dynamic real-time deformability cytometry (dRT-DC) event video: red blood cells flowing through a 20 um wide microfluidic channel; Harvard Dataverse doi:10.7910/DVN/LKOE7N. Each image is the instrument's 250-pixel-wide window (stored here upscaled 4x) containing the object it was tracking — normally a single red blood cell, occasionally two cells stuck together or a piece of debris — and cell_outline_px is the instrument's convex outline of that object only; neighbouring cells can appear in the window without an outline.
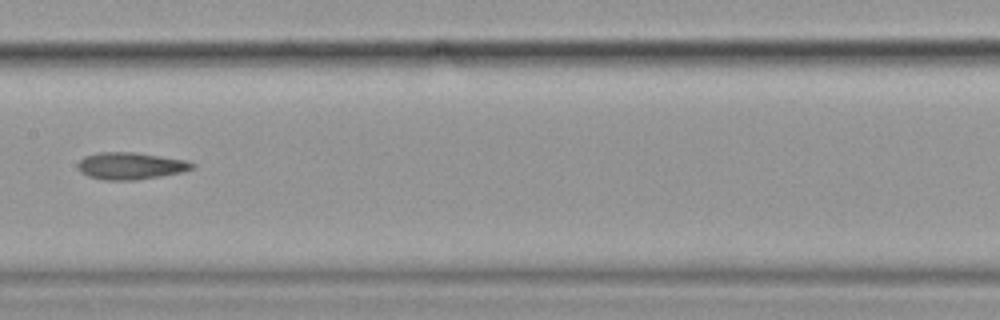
{"species": "common noctule bat (a hibernating species)", "species_latin": "Nyctalus noctula", "temperature_condition": "cold", "stored_images_in_passage": 11, "camera_frame_rate_fps": 3000, "um_per_image_px": 0.085, "animal": {"sex": "female", "body_mass_g": 19.9}, "frame": {"image": 1, "passage_image": 4, "time_ms": 1.0, "image_size_px": [1000, 320], "cell_outline_px": [[196, 164], [192, 168], [180, 172], [160, 176], [136, 180], [104, 180], [88, 176], [80, 172], [76, 164], [84, 156], [96, 152], [136, 152], [184, 160]], "centroid_in_image_um": [11.03, 14.09], "position_along_channel_um": 196.4, "area_um2": 17.98}}
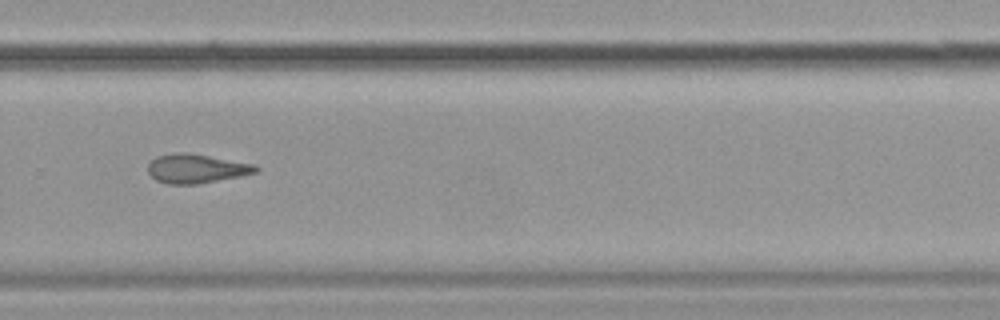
{"frame": {"image": 2, "passage_image": 7, "time_ms": 2.0, "image_size_px": [1000, 320], "cell_outline_px": [[260, 168], [256, 172], [240, 176], [196, 184], [168, 184], [156, 180], [148, 172], [148, 164], [156, 156], [176, 152], [184, 152], [256, 164]], "centroid_in_image_um": [16.68, 14.32], "position_along_channel_um": 313.1, "area_um2": 18.15}}
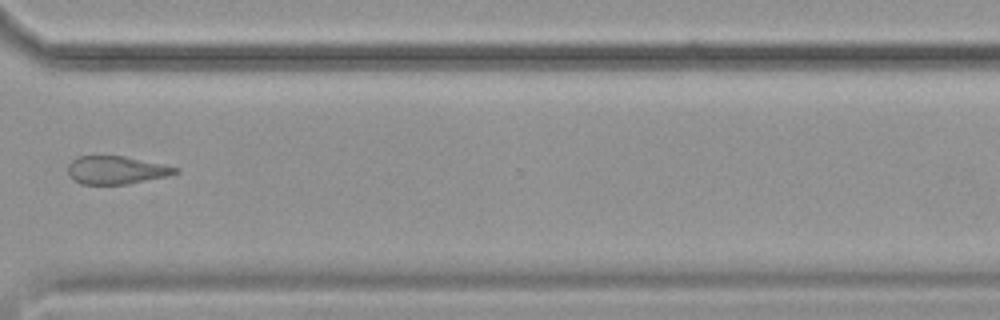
{"frame": {"image": 3, "passage_image": 8, "time_ms": 2.333, "image_size_px": [1000, 320], "cell_outline_px": [[180, 172], [168, 176], [124, 184], [80, 184], [72, 180], [68, 172], [68, 164], [76, 156], [124, 156], [180, 168]], "centroid_in_image_um": [9.86, 14.46], "position_along_channel_um": 360.7, "area_um2": 17.51}}